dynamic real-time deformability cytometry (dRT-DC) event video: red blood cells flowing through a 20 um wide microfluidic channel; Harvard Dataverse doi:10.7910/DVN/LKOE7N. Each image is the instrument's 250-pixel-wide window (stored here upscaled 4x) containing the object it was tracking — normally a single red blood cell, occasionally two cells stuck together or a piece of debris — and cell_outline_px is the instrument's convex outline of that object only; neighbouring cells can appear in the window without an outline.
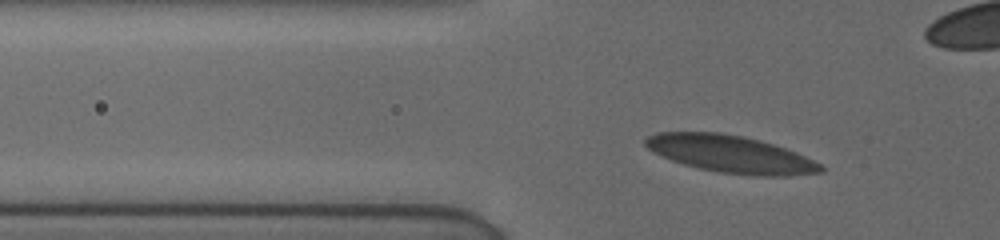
{"species": "human", "species_latin": "Homo sapiens", "temperature_condition": "cold", "stored_images_in_passage": 57, "camera_frame_rate_fps": 3000, "um_per_image_px": 0.085, "donor": {"sex": "female"}, "frame": {"image": 1, "passage_image": 11, "time_ms": 2.667, "image_size_px": [1000, 240], "cell_outline_px": [[824, 172], [788, 176], [756, 176], [720, 172], [700, 168], [684, 164], [672, 160], [652, 152], [644, 144], [644, 140], [648, 136], [656, 132], [720, 132], [744, 136], [760, 140], [796, 152], [820, 164], [824, 168]], "centroid_in_image_um": [62.09, 13.09], "position_along_channel_um": 63.7, "area_um2": 37.97}}
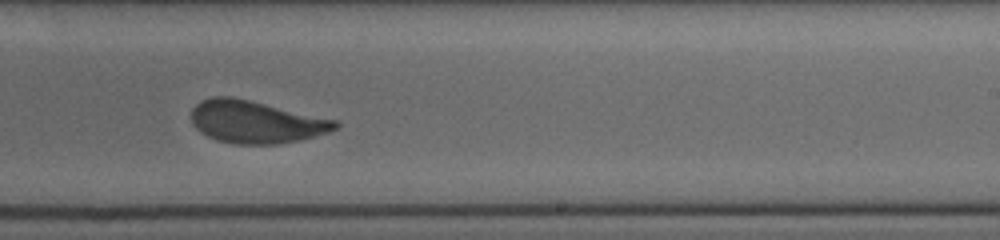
{"frame": {"image": 2, "passage_image": 33, "time_ms": 8.333, "image_size_px": [1000, 240], "cell_outline_px": [[340, 124], [336, 128], [328, 132], [280, 144], [236, 144], [216, 140], [200, 132], [192, 124], [192, 108], [200, 100], [212, 96], [232, 96], [336, 120]], "centroid_in_image_um": [21.69, 10.35], "position_along_channel_um": 267.3, "area_um2": 35.37}}
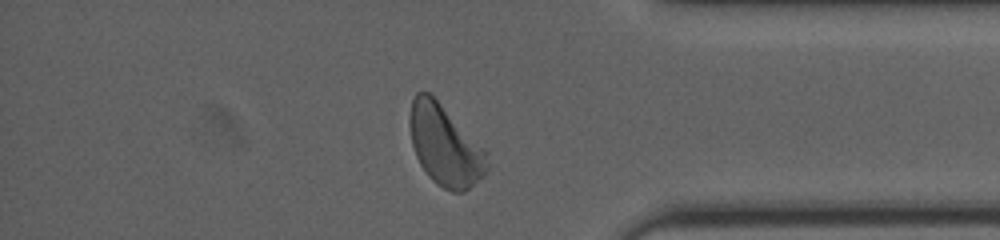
{"frame": {"image": 3, "passage_image": 48, "time_ms": 12.0, "image_size_px": [1000, 240], "cell_outline_px": [[488, 172], [480, 180], [464, 192], [452, 192], [436, 184], [428, 176], [420, 164], [416, 156], [412, 144], [408, 124], [412, 100], [416, 92], [428, 92], [484, 148], [488, 164]], "centroid_in_image_um": [37.81, 12.41], "position_along_channel_um": 397.4, "area_um2": 36.07}}